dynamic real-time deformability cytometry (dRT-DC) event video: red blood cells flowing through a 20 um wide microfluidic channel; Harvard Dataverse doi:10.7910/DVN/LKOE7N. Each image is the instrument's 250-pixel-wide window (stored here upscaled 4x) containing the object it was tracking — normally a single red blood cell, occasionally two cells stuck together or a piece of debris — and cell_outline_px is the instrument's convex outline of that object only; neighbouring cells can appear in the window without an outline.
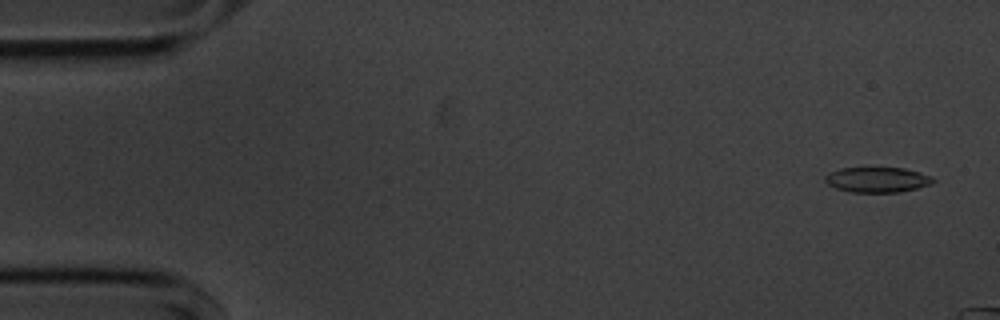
{"species": "common noctule bat (a hibernating species)", "species_latin": "Nyctalus noctula", "temperature_condition": "cold", "stored_images_in_passage": 16, "camera_frame_rate_fps": 3000, "um_per_image_px": 0.085, "animal": {"sex": "male", "body_mass_g": 20.1, "forearm_length_mm": 53.5}, "frame": {"image": 1, "passage_image": 3, "time_ms": 0.667, "image_size_px": [1000, 320], "cell_outline_px": [[936, 180], [932, 184], [916, 188], [896, 192], [852, 192], [836, 188], [828, 184], [824, 180], [824, 176], [828, 172], [840, 168], [904, 168], [920, 172]], "centroid_in_image_um": [74.53, 15.27], "position_along_channel_um": 10.5, "area_um2": 15.78}}